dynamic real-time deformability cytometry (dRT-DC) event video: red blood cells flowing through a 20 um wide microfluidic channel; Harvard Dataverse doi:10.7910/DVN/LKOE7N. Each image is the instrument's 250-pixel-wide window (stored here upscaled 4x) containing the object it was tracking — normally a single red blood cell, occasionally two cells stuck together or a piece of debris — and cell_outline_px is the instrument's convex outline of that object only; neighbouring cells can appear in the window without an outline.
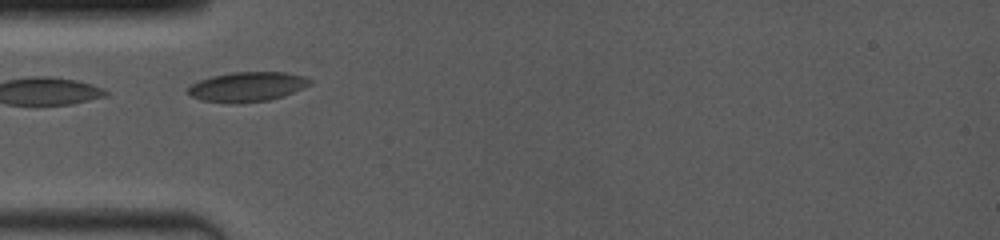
{"species": "common noctule bat (a hibernating species)", "species_latin": "Nyctalus noctula", "temperature_condition": "room temperature", "stored_images_in_passage": 13, "camera_frame_rate_fps": 4000, "um_per_image_px": 0.085, "animal": {"sex": "female", "body_mass_g": 19.0, "forearm_length_mm": 53.3}, "frame": {"image": 1, "passage_image": 1, "time_ms": 0.0, "image_size_px": [1000, 240], "cell_outline_px": [[312, 84], [304, 88], [284, 96], [268, 100], [236, 104], [232, 104], [200, 100], [192, 96], [188, 92], [188, 88], [192, 84], [200, 80], [212, 76], [232, 72], [284, 72], [304, 76], [312, 80]], "centroid_in_image_um": [21.04, 7.38], "position_along_channel_um": 64.0, "area_um2": 21.21}}